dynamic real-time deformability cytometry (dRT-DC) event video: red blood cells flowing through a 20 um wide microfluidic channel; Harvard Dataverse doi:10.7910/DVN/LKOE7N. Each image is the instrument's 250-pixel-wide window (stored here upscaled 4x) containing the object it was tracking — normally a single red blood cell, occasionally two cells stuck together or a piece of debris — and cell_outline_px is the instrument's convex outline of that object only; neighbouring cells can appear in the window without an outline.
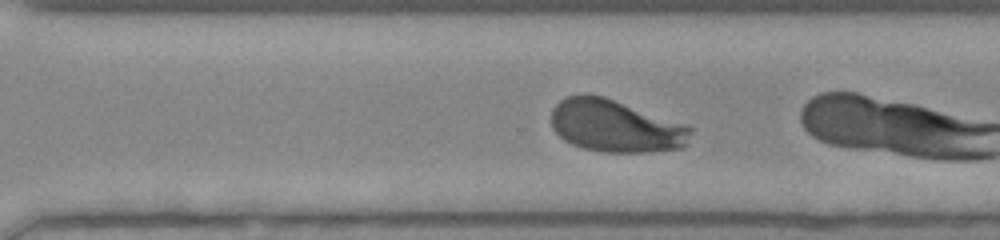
{"species": "human", "species_latin": "Homo sapiens", "temperature_condition": "room temperature", "stored_images_in_passage": 35, "camera_frame_rate_fps": 3000, "um_per_image_px": 0.085, "donor": {"sex": "female"}, "frame": {"image": 1, "passage_image": 32, "time_ms": 10.333, "image_size_px": [1000, 240], "cell_outline_px": [[692, 132], [688, 144], [684, 148], [652, 152], [600, 152], [584, 148], [572, 144], [564, 140], [552, 128], [552, 108], [560, 100], [568, 96], [604, 96], [692, 128]], "centroid_in_image_um": [52.31, 10.75], "position_along_channel_um": 318.3, "area_um2": 41.96}}